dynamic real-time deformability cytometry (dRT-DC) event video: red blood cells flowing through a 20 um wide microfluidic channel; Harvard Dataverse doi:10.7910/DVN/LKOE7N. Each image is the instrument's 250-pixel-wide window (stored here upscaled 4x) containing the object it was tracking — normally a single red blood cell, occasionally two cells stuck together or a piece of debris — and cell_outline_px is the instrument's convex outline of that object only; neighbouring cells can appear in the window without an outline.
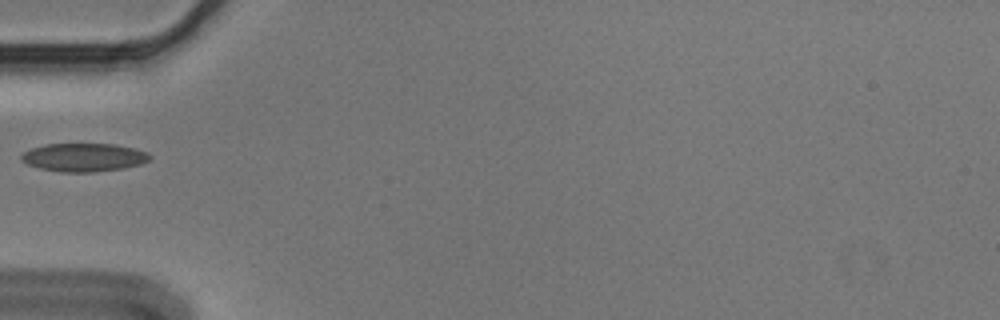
{"species": "Egyptian fruit bat (a non-hibernating species)", "species_latin": "Rousettus aegyptiacus", "temperature_condition": "cold", "stored_images_in_passage": 5, "camera_frame_rate_fps": 3000, "um_per_image_px": 0.085, "animal": {"sex": "male"}, "frame": {"image": 1, "passage_image": 5, "time_ms": 1.333, "image_size_px": [1000, 320], "cell_outline_px": [[152, 156], [148, 160], [140, 164], [120, 168], [92, 172], [60, 172], [40, 168], [28, 164], [20, 160], [20, 156], [24, 152], [32, 148], [44, 144], [116, 144], [136, 148], [148, 152]], "centroid_in_image_um": [7.12, 13.36], "position_along_channel_um": 77.9, "area_um2": 21.15}}